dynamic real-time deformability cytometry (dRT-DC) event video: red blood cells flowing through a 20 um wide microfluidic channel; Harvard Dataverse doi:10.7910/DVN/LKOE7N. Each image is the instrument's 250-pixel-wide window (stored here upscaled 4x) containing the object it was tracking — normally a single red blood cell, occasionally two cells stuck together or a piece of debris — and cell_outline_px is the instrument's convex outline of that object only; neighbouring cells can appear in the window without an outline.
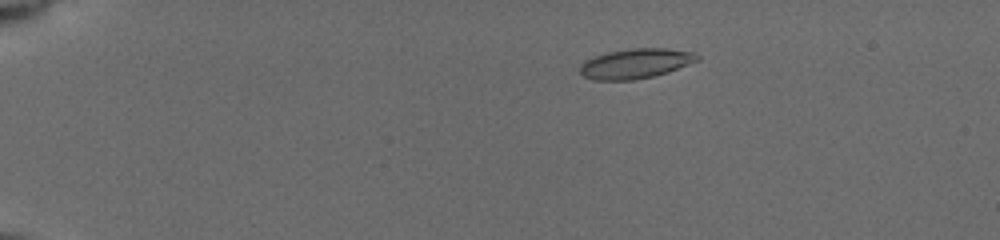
{"species": "common noctule bat (a hibernating species)", "species_latin": "Nyctalus noctula", "temperature_condition": "cold", "stored_images_in_passage": 6, "camera_frame_rate_fps": 3000, "um_per_image_px": 0.085, "animal": {"sex": "female", "body_mass_g": 19.5, "forearm_length_mm": 54.1}, "frame": {"image": 1, "passage_image": 1, "time_ms": 0.0, "image_size_px": [1000, 240], "cell_outline_px": [[700, 60], [652, 76], [632, 80], [596, 80], [584, 76], [580, 72], [580, 64], [596, 56], [608, 52], [628, 48], [664, 48], [696, 52], [700, 56]], "centroid_in_image_um": [54.04, 5.38], "position_along_channel_um": 31.0, "area_um2": 20.11}}
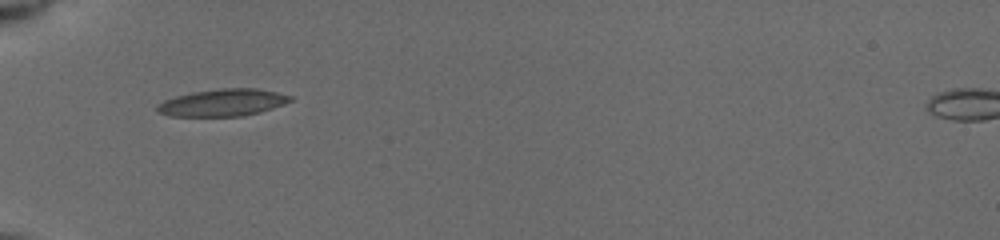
{"frame": {"image": 2, "passage_image": 5, "time_ms": 3.0, "image_size_px": [1000, 240], "cell_outline_px": [[292, 100], [284, 104], [260, 112], [240, 116], [172, 116], [156, 112], [156, 108], [164, 100], [176, 96], [192, 92], [220, 88], [256, 88], [276, 92], [292, 96]], "centroid_in_image_um": [18.93, 8.72], "position_along_channel_um": 66.1, "area_um2": 20.92}}